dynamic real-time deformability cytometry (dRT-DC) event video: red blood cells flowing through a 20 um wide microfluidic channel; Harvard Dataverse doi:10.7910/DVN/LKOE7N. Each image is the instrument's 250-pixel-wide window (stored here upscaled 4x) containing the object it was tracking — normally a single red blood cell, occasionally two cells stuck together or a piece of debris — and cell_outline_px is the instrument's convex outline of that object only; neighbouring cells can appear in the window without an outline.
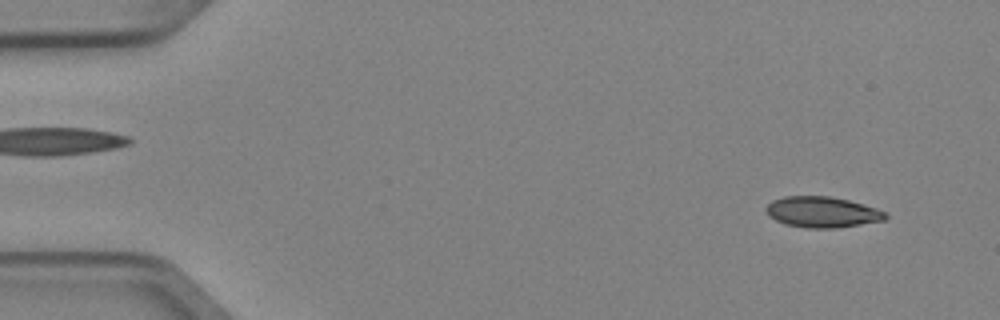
{"species": "Egyptian fruit bat (a non-hibernating species)", "species_latin": "Rousettus aegyptiacus", "temperature_condition": "cold", "stored_images_in_passage": 2, "segment_of_instrument_passage": [2, 2], "camera_frame_rate_fps": 3000, "um_per_image_px": 0.085, "animal": {"sex": "female"}, "frame": {"image": 1, "passage_image": 2, "time_ms": 0.333, "image_size_px": [1000, 320], "cell_outline_px": [[888, 220], [836, 228], [804, 228], [784, 224], [768, 216], [764, 208], [772, 200], [784, 196], [828, 196], [848, 200], [876, 208], [884, 212], [888, 216]], "centroid_in_image_um": [69.87, 18.03], "position_along_channel_um": 15.1, "area_um2": 21.62}}